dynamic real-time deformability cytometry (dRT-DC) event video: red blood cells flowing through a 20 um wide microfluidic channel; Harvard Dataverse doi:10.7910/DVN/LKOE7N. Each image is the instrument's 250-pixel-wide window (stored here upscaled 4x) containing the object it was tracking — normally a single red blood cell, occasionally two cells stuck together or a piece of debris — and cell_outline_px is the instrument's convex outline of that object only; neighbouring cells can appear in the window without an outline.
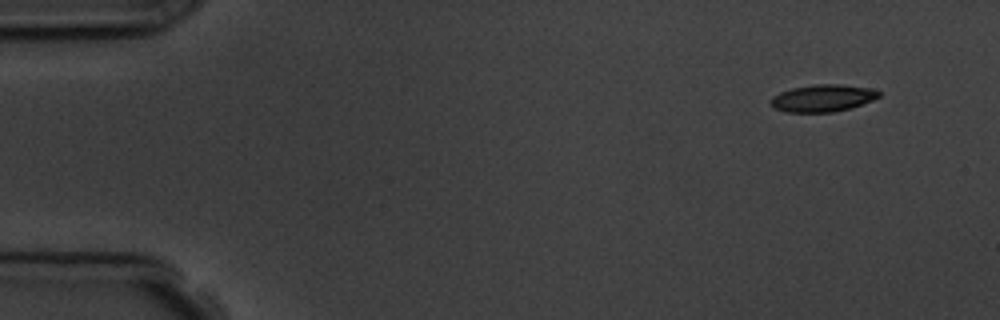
{"species": "common noctule bat (a hibernating species)", "species_latin": "Nyctalus noctula", "temperature_condition": "room temperature", "stored_images_in_passage": 4, "camera_frame_rate_fps": 3000, "um_per_image_px": 0.085, "animal": {"sex": "male", "body_mass_g": 19.5, "forearm_length_mm": 54.6}, "frame": {"image": 1, "passage_image": 1, "time_ms": 0.0, "image_size_px": [1000, 320], "cell_outline_px": [[880, 96], [872, 100], [848, 108], [832, 112], [784, 112], [776, 108], [772, 104], [772, 96], [780, 92], [792, 88], [816, 84], [840, 84], [868, 88], [880, 92]], "centroid_in_image_um": [69.91, 8.33], "position_along_channel_um": 15.1, "area_um2": 16.76}}
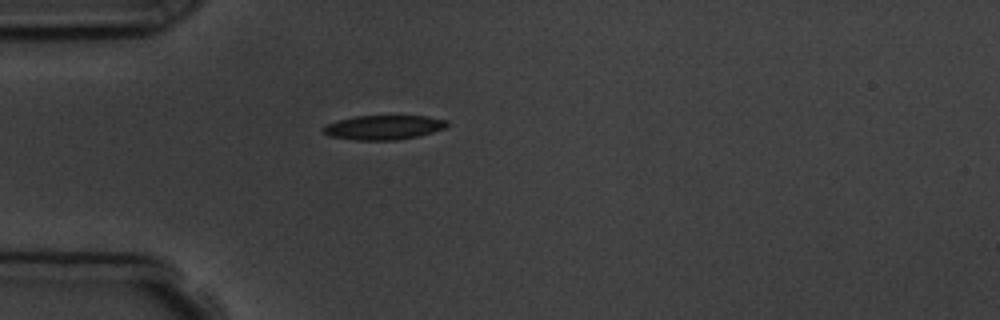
{"frame": {"image": 2, "passage_image": 4, "time_ms": 3.667, "image_size_px": [1000, 320], "cell_outline_px": [[448, 124], [444, 128], [420, 136], [396, 140], [356, 140], [328, 136], [320, 128], [328, 124], [340, 120], [356, 116], [428, 116], [448, 120]], "centroid_in_image_um": [32.62, 10.83], "position_along_channel_um": 52.4, "area_um2": 17.57}}